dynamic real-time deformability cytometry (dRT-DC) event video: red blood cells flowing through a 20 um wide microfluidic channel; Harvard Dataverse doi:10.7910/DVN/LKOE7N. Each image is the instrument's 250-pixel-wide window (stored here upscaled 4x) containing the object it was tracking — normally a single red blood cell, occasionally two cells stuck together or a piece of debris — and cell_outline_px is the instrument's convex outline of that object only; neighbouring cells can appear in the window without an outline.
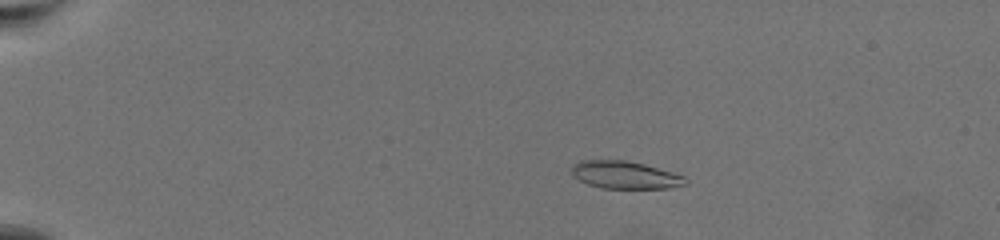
{"species": "common noctule bat (a hibernating species)", "species_latin": "Nyctalus noctula", "temperature_condition": "warm", "stored_images_in_passage": 64, "camera_frame_rate_fps": 3000, "um_per_image_px": 0.085, "animal": {"sex": "female", "body_mass_g": 19.5, "forearm_length_mm": 54.1}, "frame": {"image": 1, "passage_image": 14, "time_ms": 4.333, "image_size_px": [1000, 240], "cell_outline_px": [[688, 184], [672, 188], [600, 188], [588, 184], [572, 176], [572, 164], [580, 160], [624, 160], [644, 164], [672, 172], [684, 176], [688, 180]], "centroid_in_image_um": [53.13, 14.87], "position_along_channel_um": 31.9, "area_um2": 18.38}}
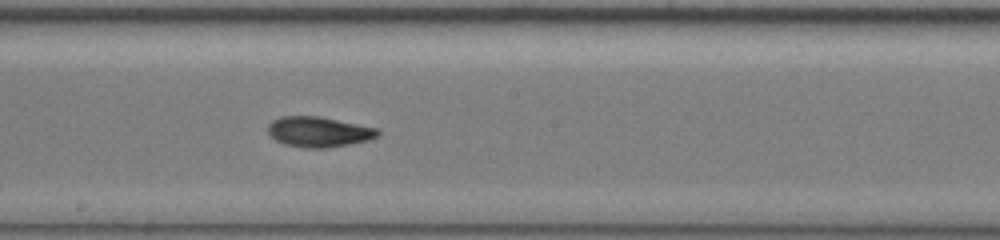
{"frame": {"image": 2, "passage_image": 39, "time_ms": 12.667, "image_size_px": [1000, 240], "cell_outline_px": [[380, 132], [376, 136], [368, 140], [328, 148], [304, 148], [284, 144], [276, 140], [268, 132], [268, 124], [272, 120], [280, 116], [320, 116], [380, 128]], "centroid_in_image_um": [27.09, 11.2], "position_along_channel_um": 221.1, "area_um2": 19.54}}
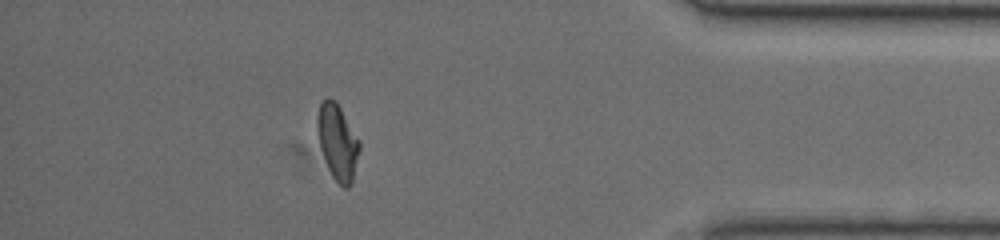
{"frame": {"image": 3, "passage_image": 58, "time_ms": 19.0, "image_size_px": [1000, 240], "cell_outline_px": [[360, 148], [352, 184], [348, 188], [344, 188], [332, 176], [328, 168], [320, 148], [316, 128], [316, 120], [320, 104], [328, 96], [336, 100], [360, 140]], "centroid_in_image_um": [28.69, 12.05], "position_along_channel_um": 406.5, "area_um2": 18.79}, "authors_computed_cell_mechanics": {"area_um2": 18.9295, "velocity_mm_per_s": 3.4143, "shape_relaxation_time_tau1_ms": 5.5432, "shape_relaxation_time_tau2_ms": 2.0885, "deformation_change_tau1": 0.1993, "deformation_change_tau2": 0.0767}}